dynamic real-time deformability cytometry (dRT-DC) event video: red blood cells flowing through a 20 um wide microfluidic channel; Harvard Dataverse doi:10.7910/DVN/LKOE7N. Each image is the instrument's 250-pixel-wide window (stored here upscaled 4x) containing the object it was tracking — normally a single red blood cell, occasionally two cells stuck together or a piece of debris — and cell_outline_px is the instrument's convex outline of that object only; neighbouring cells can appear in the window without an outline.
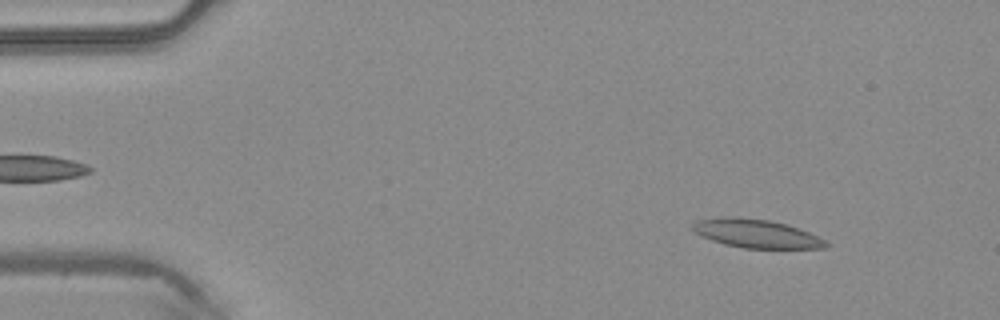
{"species": "common noctule bat (a hibernating species)", "species_latin": "Nyctalus noctula", "temperature_condition": "warm", "stored_images_in_passage": 47, "camera_frame_rate_fps": 3000, "um_per_image_px": 0.085, "animal": {"sex": "male", "body_mass_g": 20.4}, "frame": {"image": 1, "passage_image": 5, "time_ms": 1.333, "image_size_px": [1000, 320], "cell_outline_px": [[832, 244], [824, 248], [744, 248], [724, 244], [712, 240], [696, 232], [692, 228], [692, 224], [696, 220], [732, 216], [768, 220], [800, 228]], "centroid_in_image_um": [64.3, 19.85], "position_along_channel_um": 20.7, "area_um2": 21.85}}
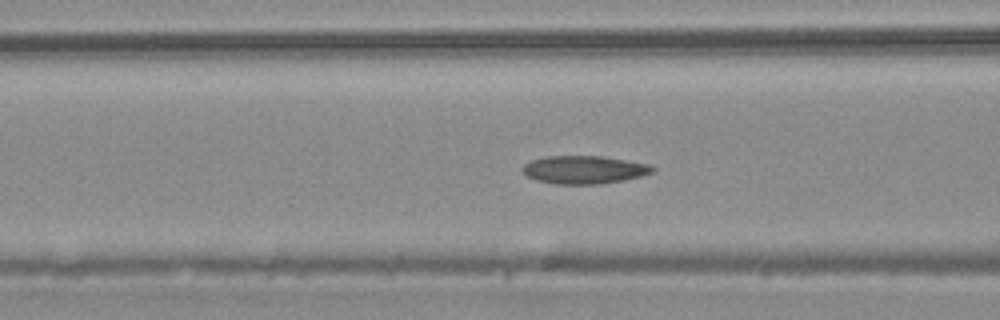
{"frame": {"image": 2, "passage_image": 18, "time_ms": 5.667, "image_size_px": [1000, 320], "cell_outline_px": [[656, 168], [652, 172], [640, 176], [624, 180], [600, 184], [556, 184], [536, 180], [528, 176], [520, 168], [524, 164], [532, 160], [544, 156], [600, 156], [648, 164]], "centroid_in_image_um": [49.62, 14.43], "position_along_channel_um": 117.0, "area_um2": 21.1}}
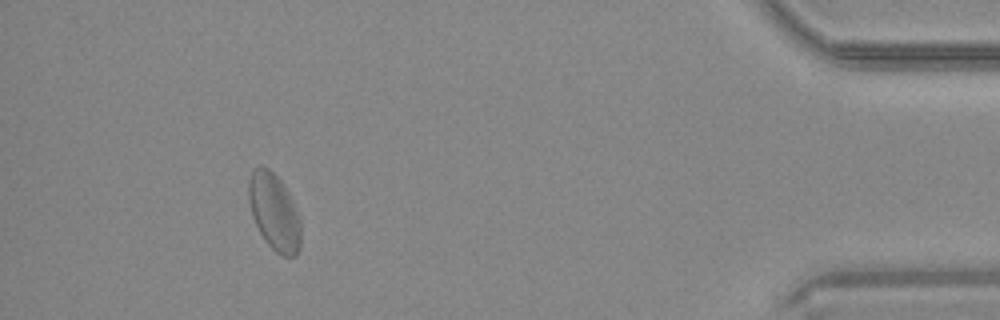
{"frame": {"image": 3, "passage_image": 43, "time_ms": 14.0, "image_size_px": [1000, 320], "cell_outline_px": [[300, 248], [296, 256], [284, 256], [276, 252], [268, 244], [260, 232], [252, 216], [248, 196], [248, 180], [252, 172], [260, 164], [268, 168], [280, 180], [288, 192], [300, 220]], "centroid_in_image_um": [23.3, 18.01], "position_along_channel_um": 411.9, "area_um2": 23.06}}